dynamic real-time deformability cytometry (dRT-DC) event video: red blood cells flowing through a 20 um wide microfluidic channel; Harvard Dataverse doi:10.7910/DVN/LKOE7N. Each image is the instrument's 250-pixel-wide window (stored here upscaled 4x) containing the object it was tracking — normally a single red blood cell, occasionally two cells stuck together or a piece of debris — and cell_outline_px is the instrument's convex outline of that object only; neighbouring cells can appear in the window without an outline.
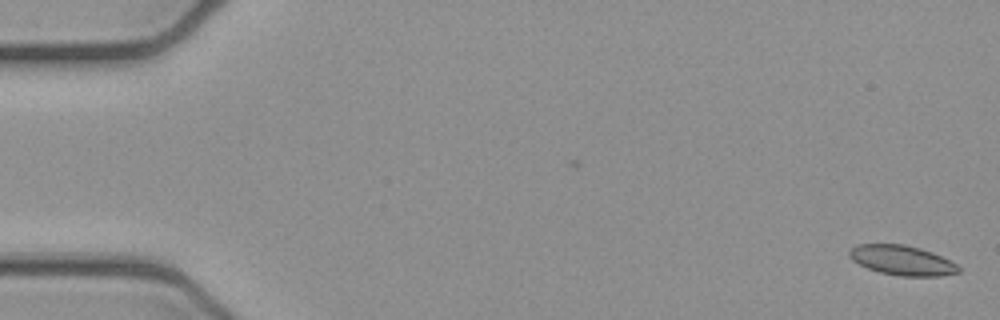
{"species": "common noctule bat (a hibernating species)", "species_latin": "Nyctalus noctula", "temperature_condition": "cold", "stored_images_in_passage": 2, "camera_frame_rate_fps": 3000, "um_per_image_px": 0.085, "animal": {"sex": "female", "body_mass_g": 21.9}, "frame": {"image": 1, "passage_image": 2, "time_ms": 0.333, "image_size_px": [1000, 320], "cell_outline_px": [[960, 272], [940, 276], [900, 276], [880, 272], [868, 268], [852, 260], [848, 256], [848, 252], [856, 244], [904, 244], [920, 248], [932, 252], [956, 264], [960, 268]], "centroid_in_image_um": [76.66, 22.12], "position_along_channel_um": 8.3, "area_um2": 18.84}}